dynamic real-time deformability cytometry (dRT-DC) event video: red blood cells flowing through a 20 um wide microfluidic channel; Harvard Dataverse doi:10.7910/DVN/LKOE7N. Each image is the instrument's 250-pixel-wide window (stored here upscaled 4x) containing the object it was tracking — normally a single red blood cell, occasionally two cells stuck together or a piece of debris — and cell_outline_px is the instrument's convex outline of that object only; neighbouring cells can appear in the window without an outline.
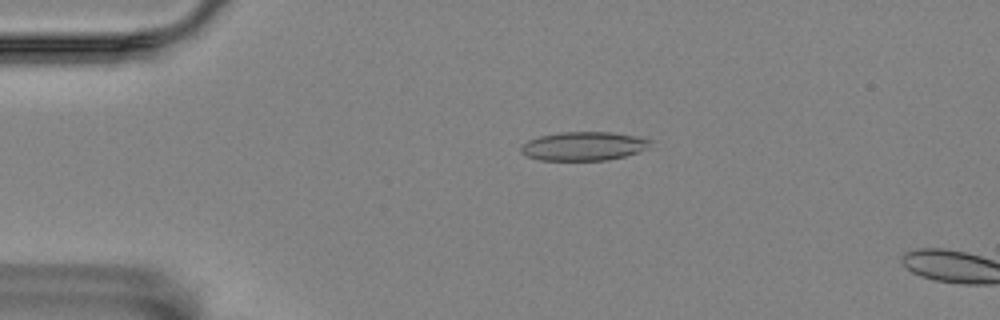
{"species": "Egyptian fruit bat (a non-hibernating species)", "species_latin": "Rousettus aegyptiacus", "temperature_condition": "room temperature", "stored_images_in_passage": 57, "segment_of_instrument_passage": [1, 2], "camera_frame_rate_fps": 3000, "um_per_image_px": 0.085, "animal": {"sex": "female"}, "frame": {"image": 1, "passage_image": 12, "time_ms": 3.667, "image_size_px": [1000, 320], "cell_outline_px": [[652, 140], [648, 148], [640, 152], [608, 160], [540, 160], [528, 156], [520, 152], [520, 144], [528, 140], [540, 136], [560, 132], [612, 132], [636, 136]], "centroid_in_image_um": [49.6, 12.42], "position_along_channel_um": 35.4, "area_um2": 21.79}}
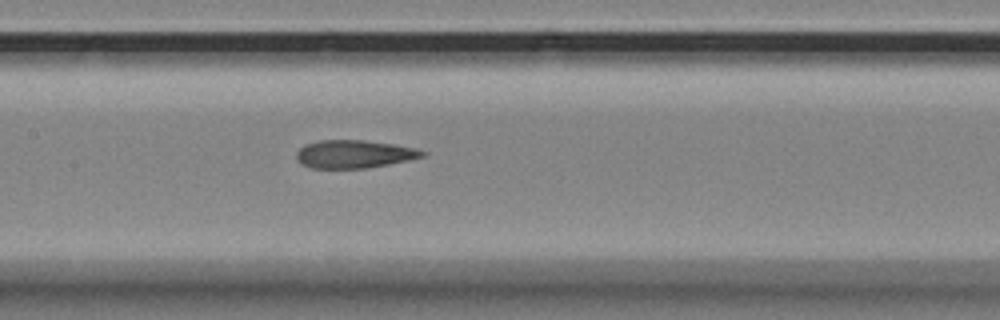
{"frame": {"image": 2, "passage_image": 27, "time_ms": 8.667, "image_size_px": [1000, 320], "cell_outline_px": [[428, 156], [368, 168], [312, 168], [300, 164], [296, 160], [296, 152], [304, 144], [320, 140], [364, 140], [392, 144], [416, 148], [428, 152]], "centroid_in_image_um": [30.1, 13.1], "position_along_channel_um": 177.3, "area_um2": 20.75}}
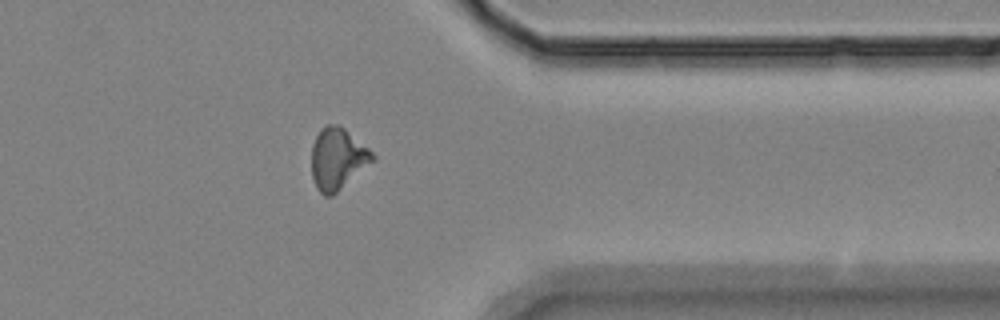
{"frame": {"image": 3, "passage_image": 45, "time_ms": 14.667, "image_size_px": [1000, 320], "cell_outline_px": [[376, 160], [332, 196], [324, 196], [316, 188], [312, 176], [312, 144], [320, 128], [324, 124], [336, 124], [344, 128], [368, 148], [376, 156]], "centroid_in_image_um": [28.7, 13.49], "position_along_channel_um": 382.7, "area_um2": 22.02}}